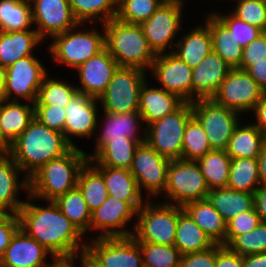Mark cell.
<instances>
[{
  "instance_id": "22",
  "label": "cell",
  "mask_w": 266,
  "mask_h": 267,
  "mask_svg": "<svg viewBox=\"0 0 266 267\" xmlns=\"http://www.w3.org/2000/svg\"><path fill=\"white\" fill-rule=\"evenodd\" d=\"M48 255L52 256L38 241L19 228L0 261L10 267H50L56 260L49 263L46 261Z\"/></svg>"
},
{
  "instance_id": "62",
  "label": "cell",
  "mask_w": 266,
  "mask_h": 267,
  "mask_svg": "<svg viewBox=\"0 0 266 267\" xmlns=\"http://www.w3.org/2000/svg\"><path fill=\"white\" fill-rule=\"evenodd\" d=\"M162 4H178L183 5L185 1L183 0H158Z\"/></svg>"
},
{
  "instance_id": "41",
  "label": "cell",
  "mask_w": 266,
  "mask_h": 267,
  "mask_svg": "<svg viewBox=\"0 0 266 267\" xmlns=\"http://www.w3.org/2000/svg\"><path fill=\"white\" fill-rule=\"evenodd\" d=\"M77 187L91 212L101 206L108 197L103 176L89 162L80 170Z\"/></svg>"
},
{
  "instance_id": "17",
  "label": "cell",
  "mask_w": 266,
  "mask_h": 267,
  "mask_svg": "<svg viewBox=\"0 0 266 267\" xmlns=\"http://www.w3.org/2000/svg\"><path fill=\"white\" fill-rule=\"evenodd\" d=\"M137 211L130 202L108 195L105 202L92 211L90 231H102L97 237L132 236L133 231L124 226L137 216Z\"/></svg>"
},
{
  "instance_id": "2",
  "label": "cell",
  "mask_w": 266,
  "mask_h": 267,
  "mask_svg": "<svg viewBox=\"0 0 266 267\" xmlns=\"http://www.w3.org/2000/svg\"><path fill=\"white\" fill-rule=\"evenodd\" d=\"M71 148L63 133L48 128L34 117L7 153L24 172L23 177L29 178L41 166L61 157Z\"/></svg>"
},
{
  "instance_id": "44",
  "label": "cell",
  "mask_w": 266,
  "mask_h": 267,
  "mask_svg": "<svg viewBox=\"0 0 266 267\" xmlns=\"http://www.w3.org/2000/svg\"><path fill=\"white\" fill-rule=\"evenodd\" d=\"M209 151H211V148L207 135L199 121L192 116L184 131L182 159L197 161Z\"/></svg>"
},
{
  "instance_id": "20",
  "label": "cell",
  "mask_w": 266,
  "mask_h": 267,
  "mask_svg": "<svg viewBox=\"0 0 266 267\" xmlns=\"http://www.w3.org/2000/svg\"><path fill=\"white\" fill-rule=\"evenodd\" d=\"M119 67L109 51L104 48L88 61L76 68L80 86L78 92L99 98L106 90L114 72Z\"/></svg>"
},
{
  "instance_id": "58",
  "label": "cell",
  "mask_w": 266,
  "mask_h": 267,
  "mask_svg": "<svg viewBox=\"0 0 266 267\" xmlns=\"http://www.w3.org/2000/svg\"><path fill=\"white\" fill-rule=\"evenodd\" d=\"M243 267H266V252L243 256Z\"/></svg>"
},
{
  "instance_id": "23",
  "label": "cell",
  "mask_w": 266,
  "mask_h": 267,
  "mask_svg": "<svg viewBox=\"0 0 266 267\" xmlns=\"http://www.w3.org/2000/svg\"><path fill=\"white\" fill-rule=\"evenodd\" d=\"M20 173H24L7 152H0V209L7 214H18L25 201L19 198V191L23 189L29 194V178L25 176L19 179Z\"/></svg>"
},
{
  "instance_id": "12",
  "label": "cell",
  "mask_w": 266,
  "mask_h": 267,
  "mask_svg": "<svg viewBox=\"0 0 266 267\" xmlns=\"http://www.w3.org/2000/svg\"><path fill=\"white\" fill-rule=\"evenodd\" d=\"M47 75L45 66L34 55L18 59L6 68L5 100L24 99L34 104Z\"/></svg>"
},
{
  "instance_id": "39",
  "label": "cell",
  "mask_w": 266,
  "mask_h": 267,
  "mask_svg": "<svg viewBox=\"0 0 266 267\" xmlns=\"http://www.w3.org/2000/svg\"><path fill=\"white\" fill-rule=\"evenodd\" d=\"M231 160L225 150H211L196 161L209 189L228 186Z\"/></svg>"
},
{
  "instance_id": "33",
  "label": "cell",
  "mask_w": 266,
  "mask_h": 267,
  "mask_svg": "<svg viewBox=\"0 0 266 267\" xmlns=\"http://www.w3.org/2000/svg\"><path fill=\"white\" fill-rule=\"evenodd\" d=\"M145 140L123 138V140L108 141L92 158V166H108L130 169L135 151Z\"/></svg>"
},
{
  "instance_id": "5",
  "label": "cell",
  "mask_w": 266,
  "mask_h": 267,
  "mask_svg": "<svg viewBox=\"0 0 266 267\" xmlns=\"http://www.w3.org/2000/svg\"><path fill=\"white\" fill-rule=\"evenodd\" d=\"M132 237L137 242L174 245L178 205L147 200L137 211Z\"/></svg>"
},
{
  "instance_id": "46",
  "label": "cell",
  "mask_w": 266,
  "mask_h": 267,
  "mask_svg": "<svg viewBox=\"0 0 266 267\" xmlns=\"http://www.w3.org/2000/svg\"><path fill=\"white\" fill-rule=\"evenodd\" d=\"M227 247L241 256L266 252V223L260 222L252 231L236 236Z\"/></svg>"
},
{
  "instance_id": "9",
  "label": "cell",
  "mask_w": 266,
  "mask_h": 267,
  "mask_svg": "<svg viewBox=\"0 0 266 267\" xmlns=\"http://www.w3.org/2000/svg\"><path fill=\"white\" fill-rule=\"evenodd\" d=\"M209 190L196 161L170 160L164 194L171 201H164V203L169 202V204L183 206L191 201L206 199Z\"/></svg>"
},
{
  "instance_id": "61",
  "label": "cell",
  "mask_w": 266,
  "mask_h": 267,
  "mask_svg": "<svg viewBox=\"0 0 266 267\" xmlns=\"http://www.w3.org/2000/svg\"><path fill=\"white\" fill-rule=\"evenodd\" d=\"M6 67L0 65V102L5 100Z\"/></svg>"
},
{
  "instance_id": "65",
  "label": "cell",
  "mask_w": 266,
  "mask_h": 267,
  "mask_svg": "<svg viewBox=\"0 0 266 267\" xmlns=\"http://www.w3.org/2000/svg\"><path fill=\"white\" fill-rule=\"evenodd\" d=\"M7 213L0 209V220L6 215Z\"/></svg>"
},
{
  "instance_id": "63",
  "label": "cell",
  "mask_w": 266,
  "mask_h": 267,
  "mask_svg": "<svg viewBox=\"0 0 266 267\" xmlns=\"http://www.w3.org/2000/svg\"><path fill=\"white\" fill-rule=\"evenodd\" d=\"M1 103V102H0ZM0 152H2V134H1V126H0Z\"/></svg>"
},
{
  "instance_id": "40",
  "label": "cell",
  "mask_w": 266,
  "mask_h": 267,
  "mask_svg": "<svg viewBox=\"0 0 266 267\" xmlns=\"http://www.w3.org/2000/svg\"><path fill=\"white\" fill-rule=\"evenodd\" d=\"M29 0H0V30L4 32L24 31L32 22Z\"/></svg>"
},
{
  "instance_id": "45",
  "label": "cell",
  "mask_w": 266,
  "mask_h": 267,
  "mask_svg": "<svg viewBox=\"0 0 266 267\" xmlns=\"http://www.w3.org/2000/svg\"><path fill=\"white\" fill-rule=\"evenodd\" d=\"M158 0H117L116 19L132 24L147 21L159 8Z\"/></svg>"
},
{
  "instance_id": "11",
  "label": "cell",
  "mask_w": 266,
  "mask_h": 267,
  "mask_svg": "<svg viewBox=\"0 0 266 267\" xmlns=\"http://www.w3.org/2000/svg\"><path fill=\"white\" fill-rule=\"evenodd\" d=\"M193 116L207 135L211 150H226L241 113L217 104L211 99L192 102Z\"/></svg>"
},
{
  "instance_id": "59",
  "label": "cell",
  "mask_w": 266,
  "mask_h": 267,
  "mask_svg": "<svg viewBox=\"0 0 266 267\" xmlns=\"http://www.w3.org/2000/svg\"><path fill=\"white\" fill-rule=\"evenodd\" d=\"M259 176L261 184H266V142L262 146L261 153L258 156Z\"/></svg>"
},
{
  "instance_id": "4",
  "label": "cell",
  "mask_w": 266,
  "mask_h": 267,
  "mask_svg": "<svg viewBox=\"0 0 266 267\" xmlns=\"http://www.w3.org/2000/svg\"><path fill=\"white\" fill-rule=\"evenodd\" d=\"M105 48L119 67L150 69L156 54L149 47L140 24L120 21L116 18L103 24Z\"/></svg>"
},
{
  "instance_id": "10",
  "label": "cell",
  "mask_w": 266,
  "mask_h": 267,
  "mask_svg": "<svg viewBox=\"0 0 266 267\" xmlns=\"http://www.w3.org/2000/svg\"><path fill=\"white\" fill-rule=\"evenodd\" d=\"M147 72L134 67H118L105 92L98 98L102 109L119 114L138 112L140 89Z\"/></svg>"
},
{
  "instance_id": "31",
  "label": "cell",
  "mask_w": 266,
  "mask_h": 267,
  "mask_svg": "<svg viewBox=\"0 0 266 267\" xmlns=\"http://www.w3.org/2000/svg\"><path fill=\"white\" fill-rule=\"evenodd\" d=\"M206 18L204 23L208 25L211 31L213 51L231 68H239L244 48L214 13H209Z\"/></svg>"
},
{
  "instance_id": "7",
  "label": "cell",
  "mask_w": 266,
  "mask_h": 267,
  "mask_svg": "<svg viewBox=\"0 0 266 267\" xmlns=\"http://www.w3.org/2000/svg\"><path fill=\"white\" fill-rule=\"evenodd\" d=\"M192 116V103L184 102L172 113L144 127L145 142L169 160L182 159L184 131Z\"/></svg>"
},
{
  "instance_id": "38",
  "label": "cell",
  "mask_w": 266,
  "mask_h": 267,
  "mask_svg": "<svg viewBox=\"0 0 266 267\" xmlns=\"http://www.w3.org/2000/svg\"><path fill=\"white\" fill-rule=\"evenodd\" d=\"M260 185L258 158L231 160L228 188L254 194Z\"/></svg>"
},
{
  "instance_id": "24",
  "label": "cell",
  "mask_w": 266,
  "mask_h": 267,
  "mask_svg": "<svg viewBox=\"0 0 266 267\" xmlns=\"http://www.w3.org/2000/svg\"><path fill=\"white\" fill-rule=\"evenodd\" d=\"M104 112V124L102 125L101 133L98 137H95V148L94 153L87 154L88 158H92L108 141L110 140H123V138H130L135 140H145V129L143 130V135L138 136L137 131L142 126L143 119L139 112H128V113H109ZM104 127V128H103Z\"/></svg>"
},
{
  "instance_id": "43",
  "label": "cell",
  "mask_w": 266,
  "mask_h": 267,
  "mask_svg": "<svg viewBox=\"0 0 266 267\" xmlns=\"http://www.w3.org/2000/svg\"><path fill=\"white\" fill-rule=\"evenodd\" d=\"M144 267H180L182 254L175 245L137 242Z\"/></svg>"
},
{
  "instance_id": "18",
  "label": "cell",
  "mask_w": 266,
  "mask_h": 267,
  "mask_svg": "<svg viewBox=\"0 0 266 267\" xmlns=\"http://www.w3.org/2000/svg\"><path fill=\"white\" fill-rule=\"evenodd\" d=\"M32 12V22L39 36L52 38L56 34L64 33L76 27L75 20L68 0H29ZM47 36V37H46Z\"/></svg>"
},
{
  "instance_id": "66",
  "label": "cell",
  "mask_w": 266,
  "mask_h": 267,
  "mask_svg": "<svg viewBox=\"0 0 266 267\" xmlns=\"http://www.w3.org/2000/svg\"><path fill=\"white\" fill-rule=\"evenodd\" d=\"M0 267H10V266H8V265H6V264H4V263H2V262L0 261Z\"/></svg>"
},
{
  "instance_id": "53",
  "label": "cell",
  "mask_w": 266,
  "mask_h": 267,
  "mask_svg": "<svg viewBox=\"0 0 266 267\" xmlns=\"http://www.w3.org/2000/svg\"><path fill=\"white\" fill-rule=\"evenodd\" d=\"M266 58V31L243 49L241 61H260Z\"/></svg>"
},
{
  "instance_id": "21",
  "label": "cell",
  "mask_w": 266,
  "mask_h": 267,
  "mask_svg": "<svg viewBox=\"0 0 266 267\" xmlns=\"http://www.w3.org/2000/svg\"><path fill=\"white\" fill-rule=\"evenodd\" d=\"M231 67L214 51L192 68V102L211 99Z\"/></svg>"
},
{
  "instance_id": "49",
  "label": "cell",
  "mask_w": 266,
  "mask_h": 267,
  "mask_svg": "<svg viewBox=\"0 0 266 267\" xmlns=\"http://www.w3.org/2000/svg\"><path fill=\"white\" fill-rule=\"evenodd\" d=\"M261 220L255 208L247 212H241L236 217L226 222L225 246L236 236L242 235L255 229Z\"/></svg>"
},
{
  "instance_id": "47",
  "label": "cell",
  "mask_w": 266,
  "mask_h": 267,
  "mask_svg": "<svg viewBox=\"0 0 266 267\" xmlns=\"http://www.w3.org/2000/svg\"><path fill=\"white\" fill-rule=\"evenodd\" d=\"M236 7L231 13L244 22L266 31V1L237 0Z\"/></svg>"
},
{
  "instance_id": "32",
  "label": "cell",
  "mask_w": 266,
  "mask_h": 267,
  "mask_svg": "<svg viewBox=\"0 0 266 267\" xmlns=\"http://www.w3.org/2000/svg\"><path fill=\"white\" fill-rule=\"evenodd\" d=\"M240 123L233 131L226 153L231 159L258 158L266 142V135L254 123L244 125Z\"/></svg>"
},
{
  "instance_id": "60",
  "label": "cell",
  "mask_w": 266,
  "mask_h": 267,
  "mask_svg": "<svg viewBox=\"0 0 266 267\" xmlns=\"http://www.w3.org/2000/svg\"><path fill=\"white\" fill-rule=\"evenodd\" d=\"M81 267H84V257L79 258ZM76 259L70 260H56L50 267H75ZM74 264V265H73Z\"/></svg>"
},
{
  "instance_id": "50",
  "label": "cell",
  "mask_w": 266,
  "mask_h": 267,
  "mask_svg": "<svg viewBox=\"0 0 266 267\" xmlns=\"http://www.w3.org/2000/svg\"><path fill=\"white\" fill-rule=\"evenodd\" d=\"M34 117L48 128L64 134L65 107L55 105H34Z\"/></svg>"
},
{
  "instance_id": "14",
  "label": "cell",
  "mask_w": 266,
  "mask_h": 267,
  "mask_svg": "<svg viewBox=\"0 0 266 267\" xmlns=\"http://www.w3.org/2000/svg\"><path fill=\"white\" fill-rule=\"evenodd\" d=\"M169 163L168 158L159 155L146 142L137 147L129 171L136 178L140 191L146 189L150 194L148 199L164 193Z\"/></svg>"
},
{
  "instance_id": "34",
  "label": "cell",
  "mask_w": 266,
  "mask_h": 267,
  "mask_svg": "<svg viewBox=\"0 0 266 267\" xmlns=\"http://www.w3.org/2000/svg\"><path fill=\"white\" fill-rule=\"evenodd\" d=\"M214 244L212 239L182 209V206H178V223L174 245L181 254L203 251Z\"/></svg>"
},
{
  "instance_id": "35",
  "label": "cell",
  "mask_w": 266,
  "mask_h": 267,
  "mask_svg": "<svg viewBox=\"0 0 266 267\" xmlns=\"http://www.w3.org/2000/svg\"><path fill=\"white\" fill-rule=\"evenodd\" d=\"M207 199L226 222L241 212L254 209V194L228 187L210 189Z\"/></svg>"
},
{
  "instance_id": "16",
  "label": "cell",
  "mask_w": 266,
  "mask_h": 267,
  "mask_svg": "<svg viewBox=\"0 0 266 267\" xmlns=\"http://www.w3.org/2000/svg\"><path fill=\"white\" fill-rule=\"evenodd\" d=\"M167 92L192 103V68L172 52L156 54L149 69Z\"/></svg>"
},
{
  "instance_id": "13",
  "label": "cell",
  "mask_w": 266,
  "mask_h": 267,
  "mask_svg": "<svg viewBox=\"0 0 266 267\" xmlns=\"http://www.w3.org/2000/svg\"><path fill=\"white\" fill-rule=\"evenodd\" d=\"M266 92L246 70L231 68L212 99L238 113L253 111Z\"/></svg>"
},
{
  "instance_id": "56",
  "label": "cell",
  "mask_w": 266,
  "mask_h": 267,
  "mask_svg": "<svg viewBox=\"0 0 266 267\" xmlns=\"http://www.w3.org/2000/svg\"><path fill=\"white\" fill-rule=\"evenodd\" d=\"M254 208L261 222L266 223V184H261L254 192Z\"/></svg>"
},
{
  "instance_id": "42",
  "label": "cell",
  "mask_w": 266,
  "mask_h": 267,
  "mask_svg": "<svg viewBox=\"0 0 266 267\" xmlns=\"http://www.w3.org/2000/svg\"><path fill=\"white\" fill-rule=\"evenodd\" d=\"M47 75L39 89L38 97L34 105H55L66 107L72 97L78 92L76 85L69 82L49 78Z\"/></svg>"
},
{
  "instance_id": "25",
  "label": "cell",
  "mask_w": 266,
  "mask_h": 267,
  "mask_svg": "<svg viewBox=\"0 0 266 267\" xmlns=\"http://www.w3.org/2000/svg\"><path fill=\"white\" fill-rule=\"evenodd\" d=\"M144 82L139 94V114L147 126L178 109L185 101L163 88H150Z\"/></svg>"
},
{
  "instance_id": "55",
  "label": "cell",
  "mask_w": 266,
  "mask_h": 267,
  "mask_svg": "<svg viewBox=\"0 0 266 267\" xmlns=\"http://www.w3.org/2000/svg\"><path fill=\"white\" fill-rule=\"evenodd\" d=\"M239 68L246 70L266 92V58L260 61H241Z\"/></svg>"
},
{
  "instance_id": "54",
  "label": "cell",
  "mask_w": 266,
  "mask_h": 267,
  "mask_svg": "<svg viewBox=\"0 0 266 267\" xmlns=\"http://www.w3.org/2000/svg\"><path fill=\"white\" fill-rule=\"evenodd\" d=\"M215 267H243V256L232 252L227 246L216 243Z\"/></svg>"
},
{
  "instance_id": "26",
  "label": "cell",
  "mask_w": 266,
  "mask_h": 267,
  "mask_svg": "<svg viewBox=\"0 0 266 267\" xmlns=\"http://www.w3.org/2000/svg\"><path fill=\"white\" fill-rule=\"evenodd\" d=\"M34 118V104L20 101L3 100L0 103V126L2 134V152H7L10 145L28 127Z\"/></svg>"
},
{
  "instance_id": "1",
  "label": "cell",
  "mask_w": 266,
  "mask_h": 267,
  "mask_svg": "<svg viewBox=\"0 0 266 267\" xmlns=\"http://www.w3.org/2000/svg\"><path fill=\"white\" fill-rule=\"evenodd\" d=\"M47 203L46 207H42L25 201L17 214L20 228L48 250L52 254V260L83 257L87 244L82 241L84 235L59 210L54 201Z\"/></svg>"
},
{
  "instance_id": "6",
  "label": "cell",
  "mask_w": 266,
  "mask_h": 267,
  "mask_svg": "<svg viewBox=\"0 0 266 267\" xmlns=\"http://www.w3.org/2000/svg\"><path fill=\"white\" fill-rule=\"evenodd\" d=\"M81 25L52 37V44L47 48L56 64L76 69L105 48V33L96 29L75 30Z\"/></svg>"
},
{
  "instance_id": "57",
  "label": "cell",
  "mask_w": 266,
  "mask_h": 267,
  "mask_svg": "<svg viewBox=\"0 0 266 267\" xmlns=\"http://www.w3.org/2000/svg\"><path fill=\"white\" fill-rule=\"evenodd\" d=\"M254 115L256 117V125L266 135V93L262 99L255 105Z\"/></svg>"
},
{
  "instance_id": "52",
  "label": "cell",
  "mask_w": 266,
  "mask_h": 267,
  "mask_svg": "<svg viewBox=\"0 0 266 267\" xmlns=\"http://www.w3.org/2000/svg\"><path fill=\"white\" fill-rule=\"evenodd\" d=\"M19 228L20 222L17 214H6L0 220V259Z\"/></svg>"
},
{
  "instance_id": "29",
  "label": "cell",
  "mask_w": 266,
  "mask_h": 267,
  "mask_svg": "<svg viewBox=\"0 0 266 267\" xmlns=\"http://www.w3.org/2000/svg\"><path fill=\"white\" fill-rule=\"evenodd\" d=\"M42 41L35 29L10 32L0 30V65L7 68L18 59L34 55L32 51Z\"/></svg>"
},
{
  "instance_id": "19",
  "label": "cell",
  "mask_w": 266,
  "mask_h": 267,
  "mask_svg": "<svg viewBox=\"0 0 266 267\" xmlns=\"http://www.w3.org/2000/svg\"><path fill=\"white\" fill-rule=\"evenodd\" d=\"M98 101L97 98L77 92L66 105L64 137L72 147H76L71 140L72 136L77 138L95 136L99 125Z\"/></svg>"
},
{
  "instance_id": "37",
  "label": "cell",
  "mask_w": 266,
  "mask_h": 267,
  "mask_svg": "<svg viewBox=\"0 0 266 267\" xmlns=\"http://www.w3.org/2000/svg\"><path fill=\"white\" fill-rule=\"evenodd\" d=\"M75 20L79 24L96 20L102 25L116 17L117 0H68Z\"/></svg>"
},
{
  "instance_id": "48",
  "label": "cell",
  "mask_w": 266,
  "mask_h": 267,
  "mask_svg": "<svg viewBox=\"0 0 266 267\" xmlns=\"http://www.w3.org/2000/svg\"><path fill=\"white\" fill-rule=\"evenodd\" d=\"M213 13L229 28L234 38L241 44L243 48L263 33L260 28L240 20L232 13L228 15H223V13Z\"/></svg>"
},
{
  "instance_id": "36",
  "label": "cell",
  "mask_w": 266,
  "mask_h": 267,
  "mask_svg": "<svg viewBox=\"0 0 266 267\" xmlns=\"http://www.w3.org/2000/svg\"><path fill=\"white\" fill-rule=\"evenodd\" d=\"M54 203L83 235L89 233L92 212L78 187L57 197Z\"/></svg>"
},
{
  "instance_id": "3",
  "label": "cell",
  "mask_w": 266,
  "mask_h": 267,
  "mask_svg": "<svg viewBox=\"0 0 266 267\" xmlns=\"http://www.w3.org/2000/svg\"><path fill=\"white\" fill-rule=\"evenodd\" d=\"M89 161L83 150L72 147L59 158L52 159L29 177V201H54L77 187L80 170Z\"/></svg>"
},
{
  "instance_id": "8",
  "label": "cell",
  "mask_w": 266,
  "mask_h": 267,
  "mask_svg": "<svg viewBox=\"0 0 266 267\" xmlns=\"http://www.w3.org/2000/svg\"><path fill=\"white\" fill-rule=\"evenodd\" d=\"M92 239L83 257L93 267H144L140 246L132 236Z\"/></svg>"
},
{
  "instance_id": "28",
  "label": "cell",
  "mask_w": 266,
  "mask_h": 267,
  "mask_svg": "<svg viewBox=\"0 0 266 267\" xmlns=\"http://www.w3.org/2000/svg\"><path fill=\"white\" fill-rule=\"evenodd\" d=\"M189 33L180 37L172 52L189 67L197 66L213 51L212 36L208 25H197Z\"/></svg>"
},
{
  "instance_id": "30",
  "label": "cell",
  "mask_w": 266,
  "mask_h": 267,
  "mask_svg": "<svg viewBox=\"0 0 266 267\" xmlns=\"http://www.w3.org/2000/svg\"><path fill=\"white\" fill-rule=\"evenodd\" d=\"M182 209L214 243L225 246L226 221L207 198L188 202Z\"/></svg>"
},
{
  "instance_id": "15",
  "label": "cell",
  "mask_w": 266,
  "mask_h": 267,
  "mask_svg": "<svg viewBox=\"0 0 266 267\" xmlns=\"http://www.w3.org/2000/svg\"><path fill=\"white\" fill-rule=\"evenodd\" d=\"M183 6L161 4L147 21L140 24L149 47L155 54L165 53L168 47L173 51L176 44L173 39L180 33Z\"/></svg>"
},
{
  "instance_id": "51",
  "label": "cell",
  "mask_w": 266,
  "mask_h": 267,
  "mask_svg": "<svg viewBox=\"0 0 266 267\" xmlns=\"http://www.w3.org/2000/svg\"><path fill=\"white\" fill-rule=\"evenodd\" d=\"M215 261L216 243L206 250L182 255L180 267H215Z\"/></svg>"
},
{
  "instance_id": "64",
  "label": "cell",
  "mask_w": 266,
  "mask_h": 267,
  "mask_svg": "<svg viewBox=\"0 0 266 267\" xmlns=\"http://www.w3.org/2000/svg\"><path fill=\"white\" fill-rule=\"evenodd\" d=\"M84 267H93V266L84 258Z\"/></svg>"
},
{
  "instance_id": "27",
  "label": "cell",
  "mask_w": 266,
  "mask_h": 267,
  "mask_svg": "<svg viewBox=\"0 0 266 267\" xmlns=\"http://www.w3.org/2000/svg\"><path fill=\"white\" fill-rule=\"evenodd\" d=\"M105 181L108 195L130 202L137 210L148 200L143 198L136 178L128 169L93 166Z\"/></svg>"
}]
</instances>
